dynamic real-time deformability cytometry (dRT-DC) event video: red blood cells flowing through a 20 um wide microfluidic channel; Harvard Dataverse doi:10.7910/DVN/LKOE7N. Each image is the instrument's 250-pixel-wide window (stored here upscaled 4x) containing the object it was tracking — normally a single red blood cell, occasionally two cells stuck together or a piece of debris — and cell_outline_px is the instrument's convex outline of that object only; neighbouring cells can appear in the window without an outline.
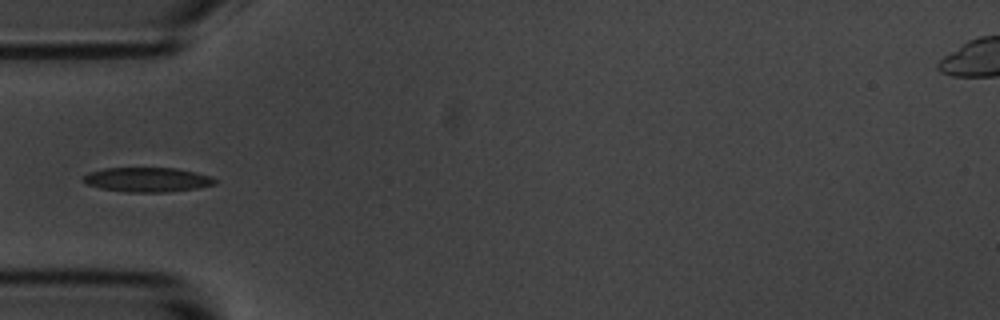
{"species": "common noctule bat (a hibernating species)", "species_latin": "Nyctalus noctula", "temperature_condition": "room temperature", "stored_images_in_passage": 6, "camera_frame_rate_fps": 3000, "um_per_image_px": 0.085, "animal": {"sex": "male", "body_mass_g": 20.1, "forearm_length_mm": 53.5}, "frame": {"image": 1, "passage_image": 5, "time_ms": 5.0, "image_size_px": [1000, 320], "cell_outline_px": [[216, 184], [200, 188], [168, 192], [124, 192], [100, 188], [88, 184], [80, 180], [88, 172], [104, 168], [176, 168], [196, 172], [212, 176], [216, 180]], "centroid_in_image_um": [12.54, 15.27], "position_along_channel_um": 72.5, "area_um2": 19.02}}